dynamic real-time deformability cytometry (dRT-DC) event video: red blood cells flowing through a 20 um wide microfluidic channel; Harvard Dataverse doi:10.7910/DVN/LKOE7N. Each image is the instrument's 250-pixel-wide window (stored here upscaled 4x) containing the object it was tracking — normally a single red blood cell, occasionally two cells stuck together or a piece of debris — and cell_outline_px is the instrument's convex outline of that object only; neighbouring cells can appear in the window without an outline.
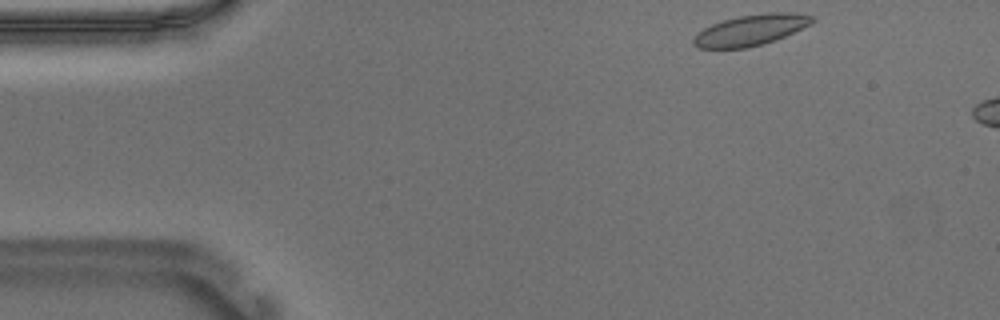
{"species": "Egyptian fruit bat (a non-hibernating species)", "species_latin": "Rousettus aegyptiacus", "temperature_condition": "warm", "stored_images_in_passage": 6, "camera_frame_rate_fps": 3000, "um_per_image_px": 0.085, "animal": {"sex": "male"}, "frame": {"image": 1, "passage_image": 1, "time_ms": 0.0, "image_size_px": [1000, 320], "cell_outline_px": [[816, 20], [812, 24], [776, 40], [764, 44], [748, 48], [700, 48], [692, 44], [692, 40], [704, 28], [712, 24], [724, 20], [740, 16], [768, 12], [792, 12], [816, 16]], "centroid_in_image_um": [63.89, 2.55], "position_along_channel_um": 21.1, "area_um2": 21.44}}